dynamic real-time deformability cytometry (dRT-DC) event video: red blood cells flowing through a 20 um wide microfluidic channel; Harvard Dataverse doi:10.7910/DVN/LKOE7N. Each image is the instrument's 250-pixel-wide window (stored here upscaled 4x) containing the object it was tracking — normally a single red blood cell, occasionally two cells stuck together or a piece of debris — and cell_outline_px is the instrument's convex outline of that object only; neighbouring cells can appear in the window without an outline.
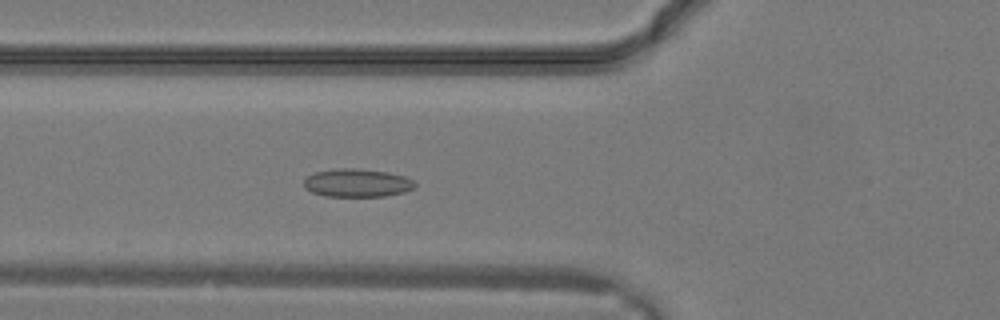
{"species": "common noctule bat (a hibernating species)", "species_latin": "Nyctalus noctula", "temperature_condition": "warm", "stored_images_in_passage": 13, "camera_frame_rate_fps": 3000, "um_per_image_px": 0.085, "animal": {"sex": "male", "body_mass_g": 19.2, "forearm_length_mm": 51.8}, "frame": {"image": 1, "passage_image": 11, "time_ms": 3.333, "image_size_px": [1000, 320], "cell_outline_px": [[416, 188], [404, 192], [384, 196], [324, 196], [312, 192], [304, 188], [304, 180], [308, 176], [316, 172], [336, 168], [356, 168], [388, 172], [404, 176], [412, 180], [416, 184]], "centroid_in_image_um": [30.36, 15.54], "position_along_channel_um": 95.4, "area_um2": 18.26}}
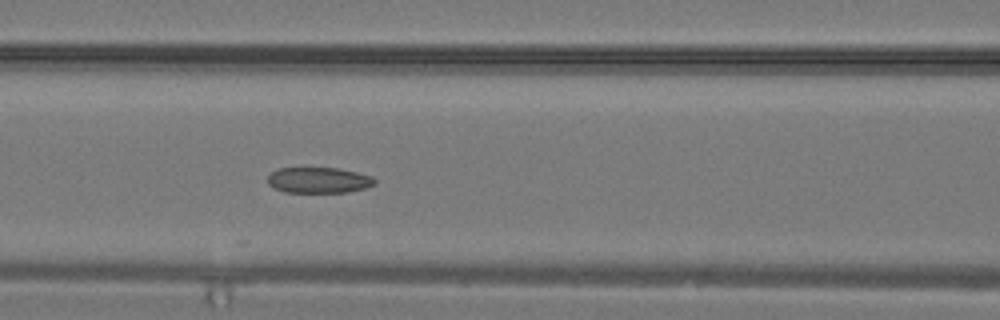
{"frame": {"image": 2, "passage_image": 13, "time_ms": 4.0, "image_size_px": [1000, 320], "cell_outline_px": [[376, 184], [364, 188], [348, 192], [284, 192], [268, 184], [268, 176], [272, 172], [280, 168], [340, 168], [372, 176], [376, 180]], "centroid_in_image_um": [27.11, 15.31], "position_along_channel_um": 139.5, "area_um2": 16.01}}